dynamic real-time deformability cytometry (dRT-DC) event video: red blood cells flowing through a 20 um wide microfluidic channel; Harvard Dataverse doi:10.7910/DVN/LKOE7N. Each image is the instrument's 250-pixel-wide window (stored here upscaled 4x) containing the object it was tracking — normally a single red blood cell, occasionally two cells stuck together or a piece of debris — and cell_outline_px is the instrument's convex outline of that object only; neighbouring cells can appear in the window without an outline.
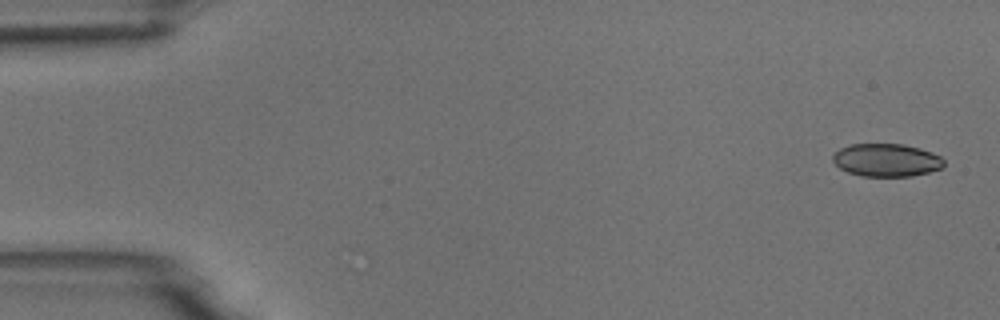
{"species": "common noctule bat (a hibernating species)", "species_latin": "Nyctalus noctula", "temperature_condition": "room temperature", "stored_images_in_passage": 5, "camera_frame_rate_fps": 3000, "um_per_image_px": 0.085, "animal": {"sex": "male", "body_mass_g": 18.8}, "frame": {"image": 1, "passage_image": 1, "time_ms": 0.0, "image_size_px": [1000, 320], "cell_outline_px": [[944, 164], [940, 168], [928, 172], [912, 176], [860, 176], [848, 172], [840, 168], [832, 160], [832, 156], [840, 148], [852, 144], [904, 144], [920, 148], [932, 152], [940, 156], [944, 160]], "centroid_in_image_um": [75.34, 13.6], "position_along_channel_um": 9.7, "area_um2": 21.27}}
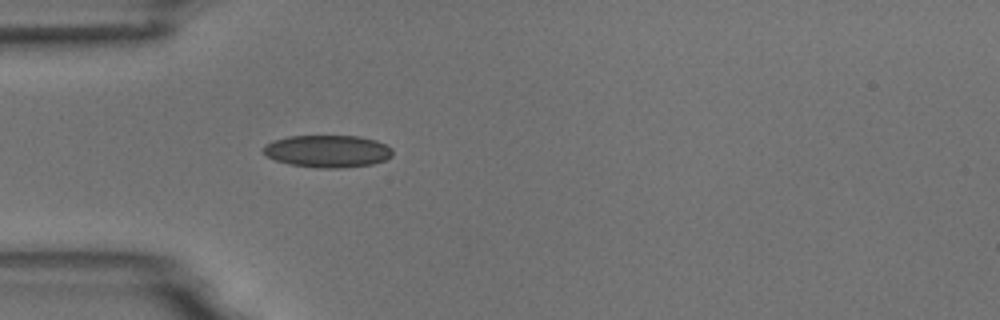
{"frame": {"image": 2, "passage_image": 5, "time_ms": 4.667, "image_size_px": [1000, 320], "cell_outline_px": [[392, 156], [384, 160], [372, 164], [344, 168], [316, 168], [288, 164], [276, 160], [268, 156], [264, 152], [264, 144], [272, 140], [288, 136], [360, 136], [376, 140], [392, 148]], "centroid_in_image_um": [27.84, 12.85], "position_along_channel_um": 57.2, "area_um2": 24.45}}